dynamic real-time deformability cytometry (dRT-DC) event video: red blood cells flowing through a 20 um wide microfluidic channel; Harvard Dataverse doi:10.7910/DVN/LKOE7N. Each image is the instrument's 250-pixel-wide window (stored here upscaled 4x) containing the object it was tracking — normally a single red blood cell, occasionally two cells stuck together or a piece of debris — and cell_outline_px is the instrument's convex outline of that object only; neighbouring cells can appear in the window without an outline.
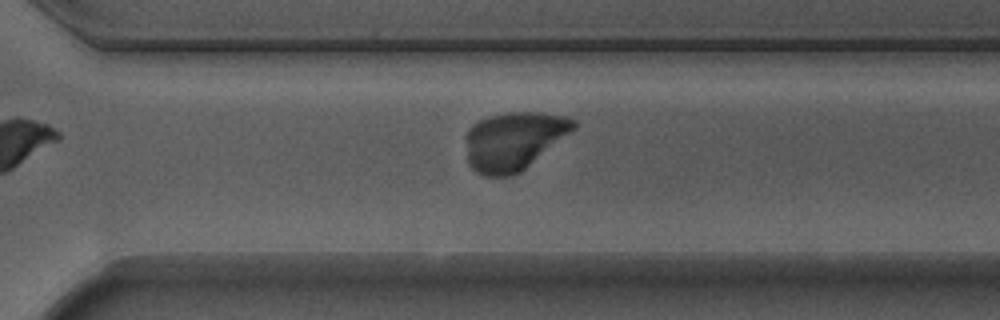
{"species": "Egyptian fruit bat (a non-hibernating species)", "species_latin": "Rousettus aegyptiacus", "temperature_condition": "warm", "stored_images_in_passage": 11, "camera_frame_rate_fps": 3000, "um_per_image_px": 0.085, "animal": {"sex": "male"}, "frame": {"image": 1, "passage_image": 11, "time_ms": 3.333, "image_size_px": [1000, 320], "cell_outline_px": [[576, 128], [520, 172], [508, 176], [484, 176], [476, 172], [468, 164], [468, 128], [472, 124], [488, 116], [512, 112], [540, 112], [568, 116], [576, 120]], "centroid_in_image_um": [43.69, 11.96], "position_along_channel_um": 326.9, "area_um2": 36.24}}